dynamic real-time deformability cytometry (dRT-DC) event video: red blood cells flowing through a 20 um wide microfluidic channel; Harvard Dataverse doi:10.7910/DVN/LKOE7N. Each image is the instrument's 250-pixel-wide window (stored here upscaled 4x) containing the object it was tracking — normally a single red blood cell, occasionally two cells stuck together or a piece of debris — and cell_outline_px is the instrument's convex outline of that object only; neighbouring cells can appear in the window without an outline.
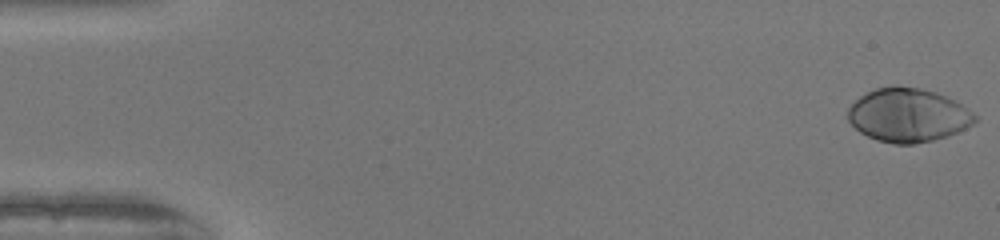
{"species": "human", "species_latin": "Homo sapiens", "temperature_condition": "warm", "stored_images_in_passage": 51, "camera_frame_rate_fps": 3000, "um_per_image_px": 0.085, "donor": {"sex": "female"}, "frame": {"image": 1, "passage_image": 1, "time_ms": 0.0, "image_size_px": [1000, 240], "cell_outline_px": [[976, 120], [972, 124], [948, 136], [932, 140], [912, 144], [892, 144], [876, 140], [860, 132], [848, 120], [848, 108], [860, 96], [876, 88], [896, 84], [920, 88], [936, 92], [948, 96], [956, 100], [968, 108], [976, 116]], "centroid_in_image_um": [77.19, 9.77], "position_along_channel_um": 7.8, "area_um2": 39.88}}
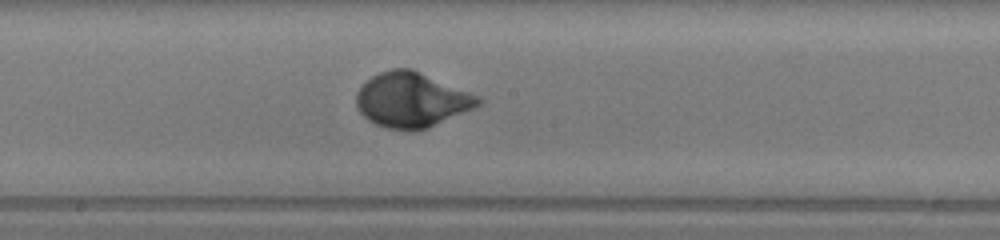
{"frame": {"image": 2, "passage_image": 28, "time_ms": 9.0, "image_size_px": [1000, 240], "cell_outline_px": [[484, 100], [476, 108], [428, 128], [408, 132], [388, 128], [376, 124], [368, 120], [356, 108], [356, 92], [372, 76], [380, 72], [392, 68], [412, 68], [480, 96]], "centroid_in_image_um": [35.02, 8.5], "position_along_channel_um": 213.2, "area_um2": 39.36}}
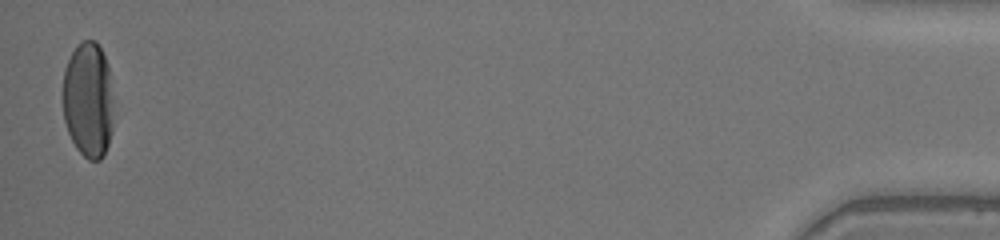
{"frame": {"image": 3, "passage_image": 51, "time_ms": 16.667, "image_size_px": [1000, 240], "cell_outline_px": [[112, 132], [104, 156], [100, 160], [88, 160], [76, 148], [68, 132], [64, 120], [64, 68], [76, 44], [84, 40], [96, 40], [104, 56], [108, 68], [112, 100]], "centroid_in_image_um": [7.5, 8.5], "position_along_channel_um": 427.7, "area_um2": 34.1}, "authors_computed_cell_mechanics": {"area_um2": 37.57, "velocity_mm_per_s": 4.0347, "shape_relaxation_time_tau1_ms": 2.7113, "shape_relaxation_time_tau2_ms": null, "deformation_change_tau1": 0.207, "deformation_change_tau2": null}}